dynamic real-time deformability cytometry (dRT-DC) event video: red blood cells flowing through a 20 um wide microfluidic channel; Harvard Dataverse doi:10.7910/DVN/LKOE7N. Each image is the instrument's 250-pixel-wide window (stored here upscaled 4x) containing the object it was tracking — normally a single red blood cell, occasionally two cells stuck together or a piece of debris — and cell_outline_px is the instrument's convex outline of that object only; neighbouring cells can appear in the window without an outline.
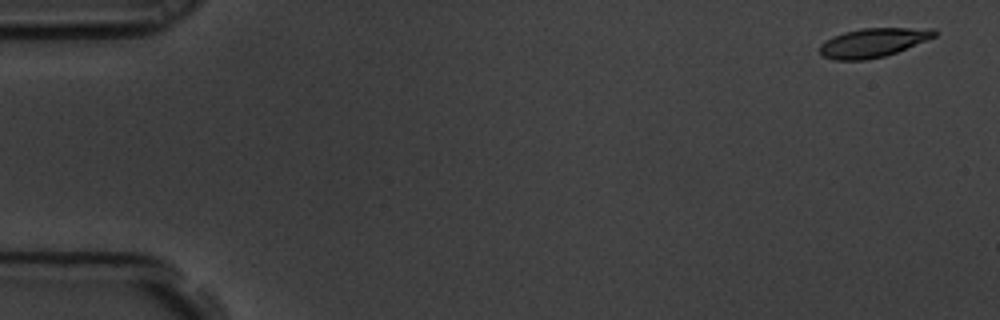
{"species": "common noctule bat (a hibernating species)", "species_latin": "Nyctalus noctula", "temperature_condition": "room temperature", "stored_images_in_passage": 8, "camera_frame_rate_fps": 3000, "um_per_image_px": 0.085, "animal": {"sex": "male", "body_mass_g": 19.5, "forearm_length_mm": 54.6}, "frame": {"image": 1, "passage_image": 1, "time_ms": 0.0, "image_size_px": [1000, 320], "cell_outline_px": [[936, 36], [896, 52], [884, 56], [868, 60], [836, 60], [824, 56], [820, 52], [820, 44], [824, 40], [832, 36], [844, 32], [860, 28], [936, 28]], "centroid_in_image_um": [74.19, 3.61], "position_along_channel_um": 10.8, "area_um2": 19.36}}
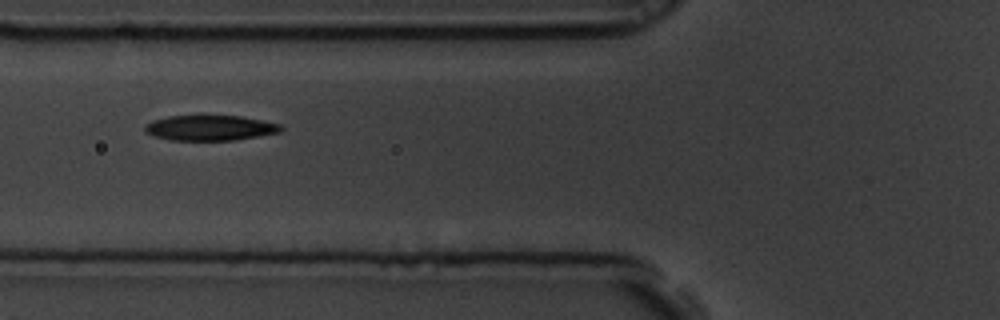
{"frame": {"image": 2, "passage_image": 7, "time_ms": 2.0, "image_size_px": [1000, 320], "cell_outline_px": [[284, 128], [280, 132], [236, 140], [172, 140], [156, 136], [144, 132], [144, 124], [152, 120], [168, 116], [240, 116], [280, 124]], "centroid_in_image_um": [17.83, 10.87], "position_along_channel_um": 108.0, "area_um2": 19.94}}
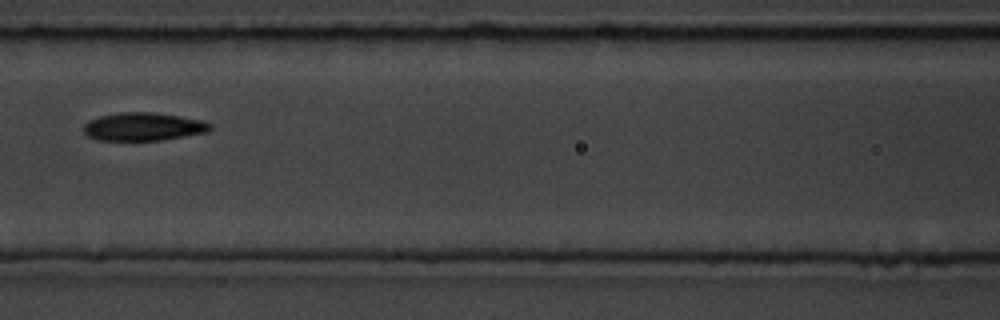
{"frame": {"image": 3, "passage_image": 8, "time_ms": 2.333, "image_size_px": [1000, 320], "cell_outline_px": [[212, 128], [208, 132], [160, 140], [96, 140], [88, 136], [84, 132], [84, 124], [88, 120], [100, 116], [120, 112], [156, 112], [204, 120], [212, 124]], "centroid_in_image_um": [12.2, 10.76], "position_along_channel_um": 154.4, "area_um2": 20.87}}